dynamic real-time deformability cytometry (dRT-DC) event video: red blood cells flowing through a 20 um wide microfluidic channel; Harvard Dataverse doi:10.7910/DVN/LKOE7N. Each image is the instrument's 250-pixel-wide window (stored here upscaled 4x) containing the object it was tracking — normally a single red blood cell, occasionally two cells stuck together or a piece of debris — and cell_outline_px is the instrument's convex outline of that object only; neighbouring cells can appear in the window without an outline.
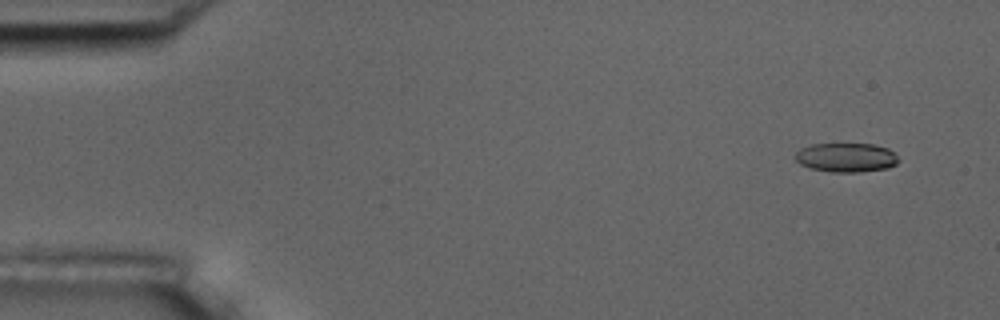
{"species": "common noctule bat (a hibernating species)", "species_latin": "Nyctalus noctula", "temperature_condition": "room temperature", "stored_images_in_passage": 4, "camera_frame_rate_fps": 3000, "um_per_image_px": 0.085, "animal": {"sex": "male", "body_mass_g": 17.5, "forearm_length_mm": 52.3}, "frame": {"image": 1, "passage_image": 1, "time_ms": 0.0, "image_size_px": [1000, 320], "cell_outline_px": [[900, 160], [896, 164], [888, 168], [860, 172], [832, 172], [812, 168], [800, 164], [796, 160], [796, 152], [800, 148], [812, 144], [872, 144], [888, 148]], "centroid_in_image_um": [71.94, 13.39], "position_along_channel_um": 13.1, "area_um2": 17.46}}
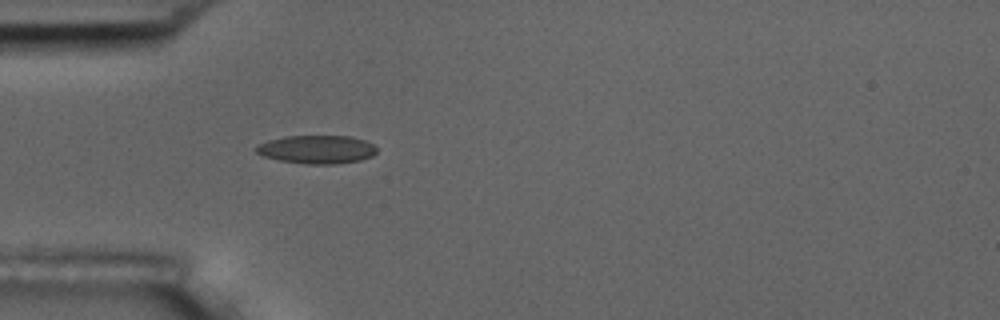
{"frame": {"image": 2, "passage_image": 4, "time_ms": 4.333, "image_size_px": [1000, 320], "cell_outline_px": [[376, 152], [372, 156], [360, 160], [336, 164], [308, 164], [280, 160], [264, 156], [256, 152], [252, 148], [268, 140], [284, 136], [352, 136], [364, 140], [372, 144], [376, 148]], "centroid_in_image_um": [26.92, 12.69], "position_along_channel_um": 58.1, "area_um2": 19.88}}